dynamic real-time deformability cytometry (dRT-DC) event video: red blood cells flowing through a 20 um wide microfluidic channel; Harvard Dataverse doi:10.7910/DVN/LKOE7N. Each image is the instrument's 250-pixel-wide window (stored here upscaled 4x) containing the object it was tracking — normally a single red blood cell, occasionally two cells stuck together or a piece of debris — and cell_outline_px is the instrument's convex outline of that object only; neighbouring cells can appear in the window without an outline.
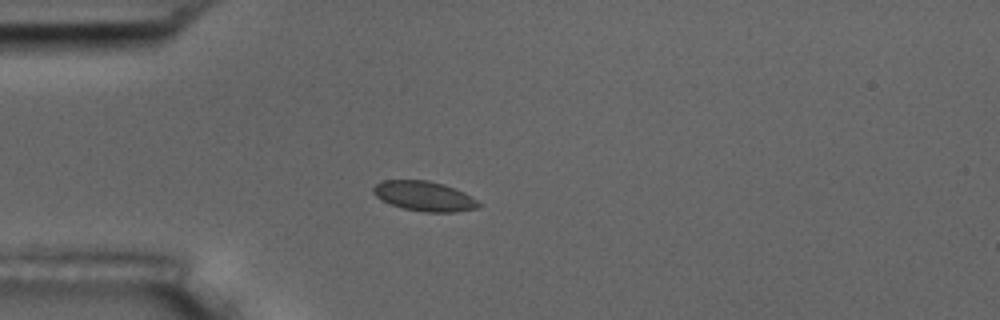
{"species": "common noctule bat (a hibernating species)", "species_latin": "Nyctalus noctula", "temperature_condition": "room temperature", "stored_images_in_passage": 42, "camera_frame_rate_fps": 3000, "um_per_image_px": 0.085, "animal": {"sex": "male", "body_mass_g": 17.5, "forearm_length_mm": 52.3}, "frame": {"image": 1, "passage_image": 1, "time_ms": 0.0, "image_size_px": [1000, 320], "cell_outline_px": [[484, 204], [476, 208], [456, 212], [424, 212], [404, 208], [392, 204], [376, 196], [372, 192], [372, 188], [376, 184], [384, 180], [428, 180], [444, 184], [464, 192]], "centroid_in_image_um": [36.1, 16.67], "position_along_channel_um": 48.9, "area_um2": 18.26}}
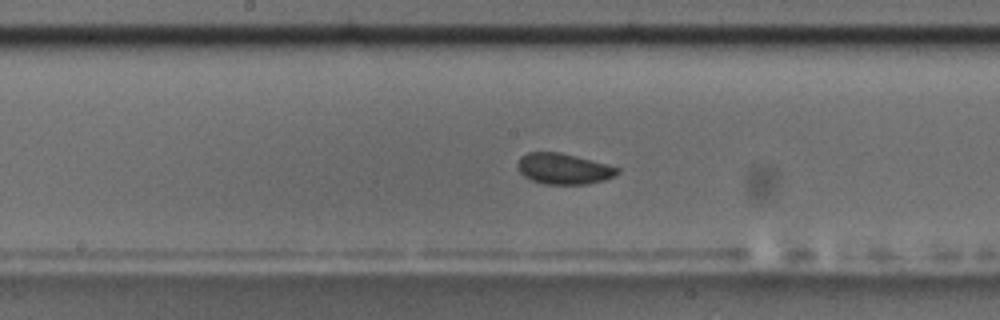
{"frame": {"image": 2, "passage_image": 15, "time_ms": 4.667, "image_size_px": [1000, 320], "cell_outline_px": [[620, 172], [616, 176], [604, 180], [588, 184], [544, 184], [532, 180], [524, 176], [520, 172], [516, 164], [520, 156], [528, 152], [560, 152], [576, 156], [620, 168]], "centroid_in_image_um": [47.9, 14.35], "position_along_channel_um": 200.3, "area_um2": 17.98}}
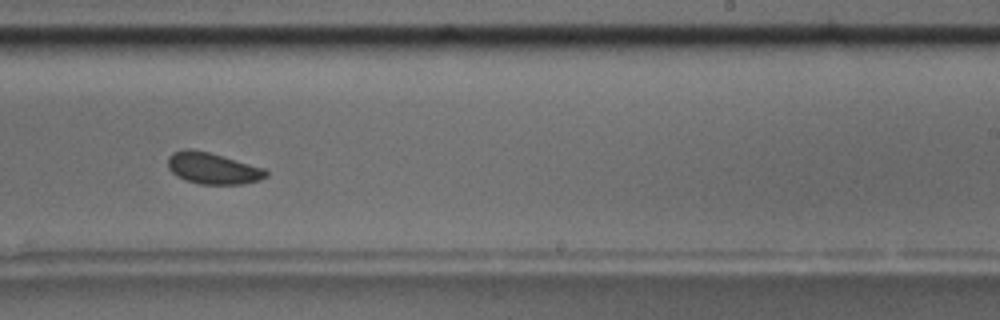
{"frame": {"image": 3, "passage_image": 21, "time_ms": 6.667, "image_size_px": [1000, 320], "cell_outline_px": [[268, 176], [260, 180], [244, 184], [200, 184], [184, 180], [176, 176], [168, 168], [168, 156], [172, 152], [184, 148], [192, 148], [208, 152], [264, 168], [268, 172]], "centroid_in_image_um": [18.05, 14.3], "position_along_channel_um": 270.9, "area_um2": 18.09}, "authors_computed_cell_mechanics": {"area_um2": 18.1203, "velocity_mm_per_s": 3.5419, "shape_relaxation_time_tau1_ms": 1.2232, "shape_relaxation_time_tau2_ms": null, "deformation_change_tau1": 0.0335, "deformation_change_tau2": null}}